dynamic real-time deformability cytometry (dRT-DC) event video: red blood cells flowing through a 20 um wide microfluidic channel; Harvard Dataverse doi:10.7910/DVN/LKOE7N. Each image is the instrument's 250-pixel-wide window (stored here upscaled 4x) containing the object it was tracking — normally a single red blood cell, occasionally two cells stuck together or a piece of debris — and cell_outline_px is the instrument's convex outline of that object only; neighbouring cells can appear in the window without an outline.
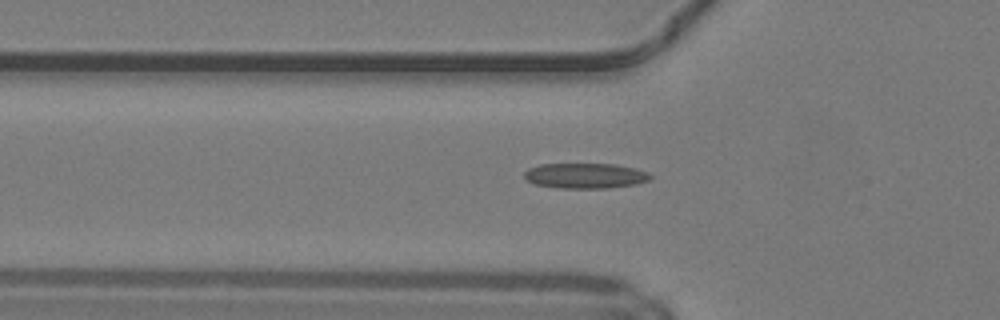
{"species": "common noctule bat (a hibernating species)", "species_latin": "Nyctalus noctula", "temperature_condition": "warm", "stored_images_in_passage": 37, "camera_frame_rate_fps": 3000, "um_per_image_px": 0.085, "animal": {"sex": "male", "body_mass_g": 19.2, "forearm_length_mm": 51.8}, "frame": {"image": 1, "passage_image": 5, "time_ms": 1.333, "image_size_px": [1000, 320], "cell_outline_px": [[652, 176], [648, 180], [636, 184], [604, 188], [560, 188], [536, 184], [528, 180], [524, 176], [524, 172], [528, 168], [540, 164], [616, 164], [636, 168], [648, 172]], "centroid_in_image_um": [49.76, 14.93], "position_along_channel_um": 76.0, "area_um2": 18.5}}
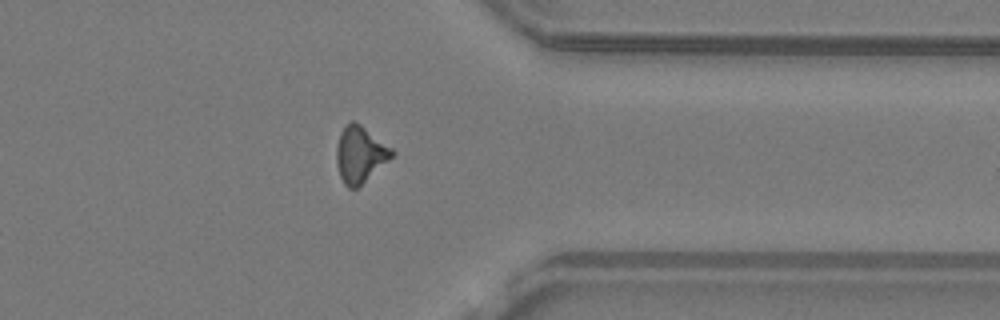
{"frame": {"image": 2, "passage_image": 27, "time_ms": 8.667, "image_size_px": [1000, 320], "cell_outline_px": [[396, 152], [388, 160], [356, 188], [348, 188], [344, 184], [340, 176], [336, 164], [336, 148], [340, 132], [352, 120], [360, 124], [392, 148]], "centroid_in_image_um": [30.58, 13.12], "position_along_channel_um": 380.8, "area_um2": 17.8}}
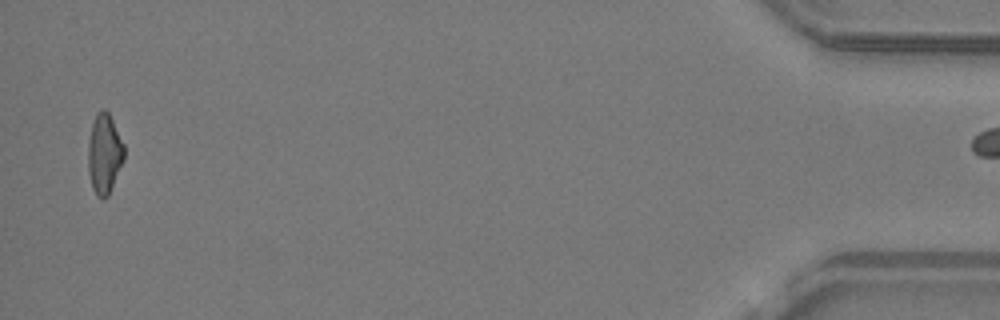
{"frame": {"image": 3, "passage_image": 36, "time_ms": 11.667, "image_size_px": [1000, 320], "cell_outline_px": [[124, 160], [108, 196], [104, 200], [96, 196], [92, 188], [88, 172], [88, 140], [92, 124], [96, 112], [100, 108], [104, 108], [108, 112], [124, 144]], "centroid_in_image_um": [8.86, 13.08], "position_along_channel_um": 426.3, "area_um2": 16.99}}